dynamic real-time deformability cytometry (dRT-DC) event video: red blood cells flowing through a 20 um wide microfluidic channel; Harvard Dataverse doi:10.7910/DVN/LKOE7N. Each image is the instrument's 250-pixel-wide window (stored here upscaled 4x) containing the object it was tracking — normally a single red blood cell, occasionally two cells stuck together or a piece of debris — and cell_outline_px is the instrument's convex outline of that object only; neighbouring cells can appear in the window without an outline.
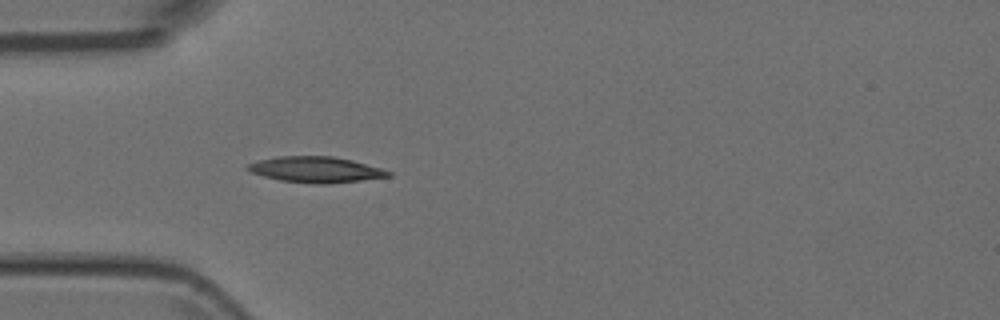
{"species": "Egyptian fruit bat (a non-hibernating species)", "species_latin": "Rousettus aegyptiacus", "temperature_condition": "room temperature", "stored_images_in_passage": 3, "camera_frame_rate_fps": 3000, "um_per_image_px": 0.085, "animal": {"sex": "female"}, "frame": {"image": 1, "passage_image": 3, "time_ms": 0.667, "image_size_px": [1000, 320], "cell_outline_px": [[392, 176], [360, 180], [324, 184], [316, 184], [280, 180], [264, 176], [252, 172], [244, 168], [248, 164], [260, 160], [276, 156], [332, 156], [352, 160], [380, 168], [392, 172]], "centroid_in_image_um": [26.83, 14.41], "position_along_channel_um": 58.2, "area_um2": 20.98}}